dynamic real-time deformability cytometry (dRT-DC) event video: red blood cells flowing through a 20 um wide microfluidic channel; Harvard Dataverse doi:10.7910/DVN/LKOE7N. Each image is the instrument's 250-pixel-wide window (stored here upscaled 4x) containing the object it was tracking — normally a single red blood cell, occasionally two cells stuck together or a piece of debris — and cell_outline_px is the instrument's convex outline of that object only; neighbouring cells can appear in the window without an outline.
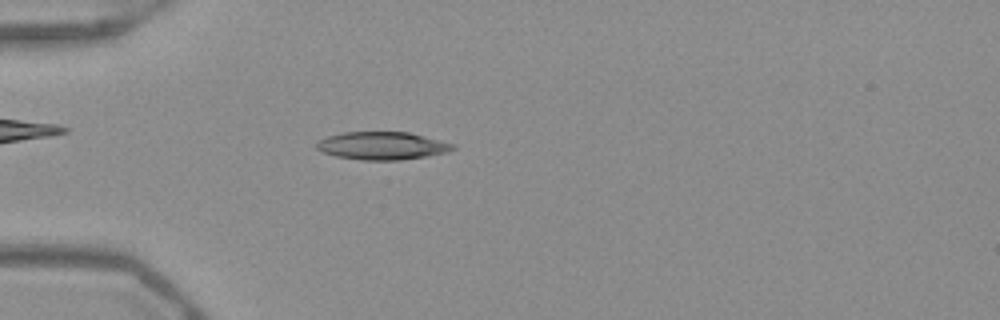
{"species": "Egyptian fruit bat (a non-hibernating species)", "species_latin": "Rousettus aegyptiacus", "temperature_condition": "warm", "stored_images_in_passage": 52, "camera_frame_rate_fps": 3000, "um_per_image_px": 0.085, "frame": {"image": 1, "passage_image": 15, "time_ms": 4.667, "image_size_px": [1000, 320], "cell_outline_px": [[456, 148], [448, 152], [428, 156], [400, 160], [360, 160], [336, 156], [324, 152], [316, 148], [316, 144], [320, 140], [328, 136], [344, 132], [408, 132], [456, 144]], "centroid_in_image_um": [32.52, 12.39], "position_along_channel_um": 52.5, "area_um2": 22.08}}
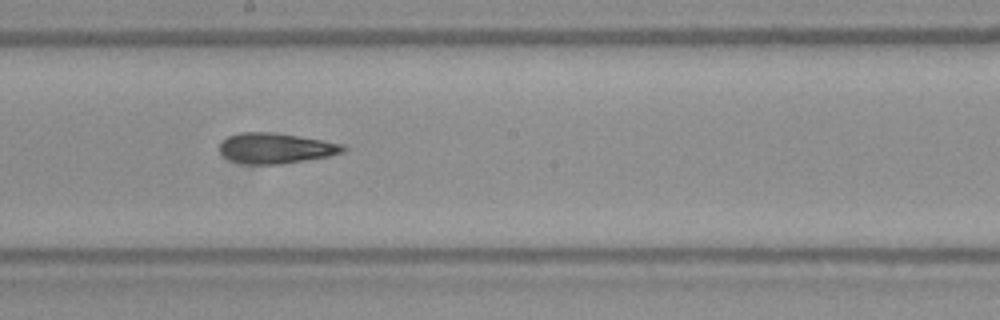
{"frame": {"image": 2, "passage_image": 29, "time_ms": 9.333, "image_size_px": [1000, 320], "cell_outline_px": [[348, 148], [344, 152], [328, 156], [280, 164], [244, 164], [228, 160], [220, 152], [220, 144], [228, 136], [240, 132], [276, 132], [344, 144]], "centroid_in_image_um": [23.43, 12.59], "position_along_channel_um": 224.8, "area_um2": 21.96}}
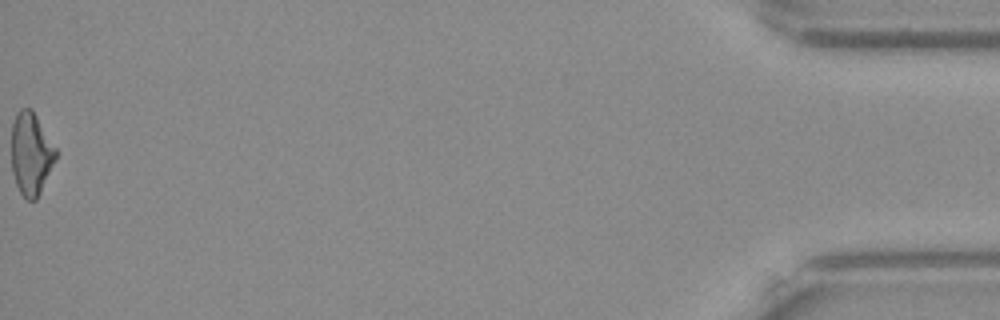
{"frame": {"image": 3, "passage_image": 52, "time_ms": 17.0, "image_size_px": [1000, 320], "cell_outline_px": [[56, 160], [36, 200], [28, 200], [20, 192], [16, 184], [12, 172], [12, 124], [16, 112], [20, 108], [32, 108], [56, 148]], "centroid_in_image_um": [2.63, 13.04], "position_along_channel_um": 432.6, "area_um2": 21.33}, "authors_computed_cell_mechanics": {"area_um2": 21.8773, "velocity_mm_per_s": 3.9491, "shape_relaxation_time_tau1_ms": null, "shape_relaxation_time_tau2_ms": 3.9111, "deformation_change_tau1": null, "deformation_change_tau2": 0.1366}}